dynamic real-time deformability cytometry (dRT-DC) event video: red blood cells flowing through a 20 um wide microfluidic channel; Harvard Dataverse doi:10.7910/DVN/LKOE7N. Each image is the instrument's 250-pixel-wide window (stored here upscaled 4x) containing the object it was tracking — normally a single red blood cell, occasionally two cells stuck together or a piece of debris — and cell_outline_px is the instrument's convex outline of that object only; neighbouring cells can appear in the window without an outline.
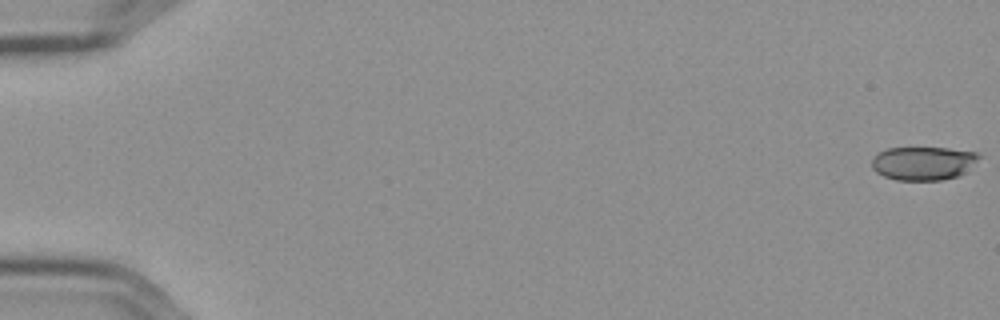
{"species": "Egyptian fruit bat (a non-hibernating species)", "species_latin": "Rousettus aegyptiacus", "temperature_condition": "cold", "stored_images_in_passage": 53, "camera_frame_rate_fps": 3000, "um_per_image_px": 0.085, "frame": {"image": 1, "passage_image": 1, "time_ms": 0.0, "image_size_px": [1000, 320], "cell_outline_px": [[980, 156], [964, 172], [956, 176], [940, 180], [896, 180], [884, 176], [876, 172], [872, 168], [872, 156], [888, 148], [948, 148], [976, 152]], "centroid_in_image_um": [78.42, 13.87], "position_along_channel_um": 6.6, "area_um2": 20.69}}
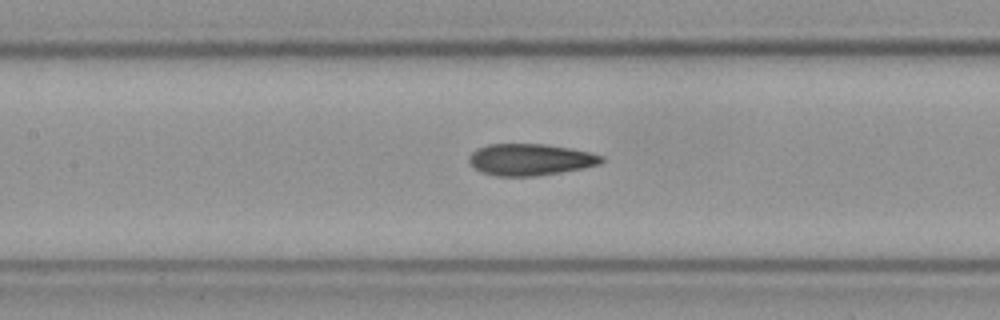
{"frame": {"image": 2, "passage_image": 28, "time_ms": 9.0, "image_size_px": [1000, 320], "cell_outline_px": [[604, 160], [600, 164], [584, 168], [560, 172], [532, 176], [496, 176], [480, 172], [468, 160], [468, 156], [476, 148], [488, 144], [544, 144], [572, 148], [592, 152], [604, 156]], "centroid_in_image_um": [45.09, 13.55], "position_along_channel_um": 162.3, "area_um2": 24.57}}
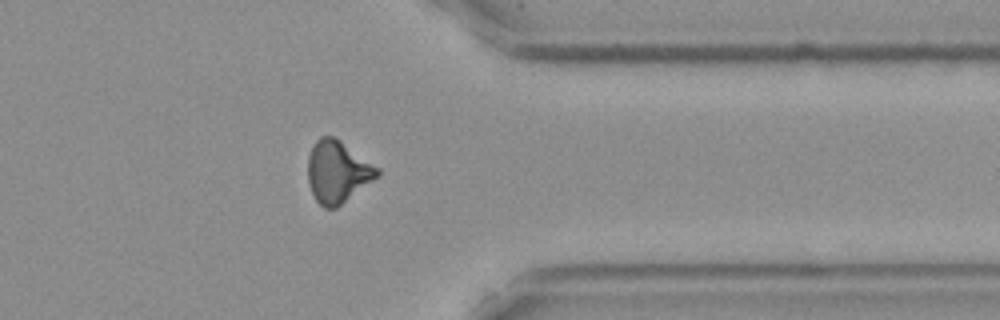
{"frame": {"image": 3, "passage_image": 47, "time_ms": 15.333, "image_size_px": [1000, 320], "cell_outline_px": [[380, 176], [336, 208], [324, 208], [316, 200], [308, 184], [308, 156], [316, 140], [320, 136], [332, 136], [340, 140], [380, 168]], "centroid_in_image_um": [28.71, 14.6], "position_along_channel_um": 382.7, "area_um2": 25.14}}